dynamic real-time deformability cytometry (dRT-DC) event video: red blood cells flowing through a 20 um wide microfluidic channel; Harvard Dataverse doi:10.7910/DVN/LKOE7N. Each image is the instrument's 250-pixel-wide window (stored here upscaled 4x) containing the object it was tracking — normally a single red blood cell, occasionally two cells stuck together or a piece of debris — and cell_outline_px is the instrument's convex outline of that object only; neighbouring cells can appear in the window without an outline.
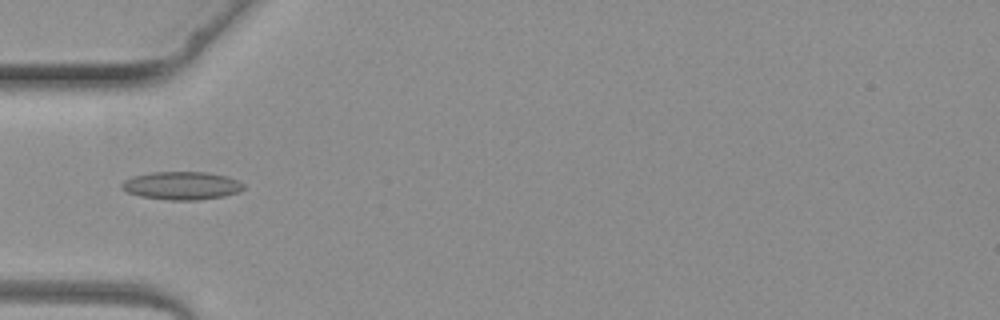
{"species": "common noctule bat (a hibernating species)", "species_latin": "Nyctalus noctula", "temperature_condition": "warm", "stored_images_in_passage": 2, "camera_frame_rate_fps": 3000, "um_per_image_px": 0.085, "animal": {"sex": "female", "body_mass_g": 19.3, "forearm_length_mm": 54.1}, "frame": {"image": 1, "passage_image": 2, "time_ms": 1.0, "image_size_px": [1000, 320], "cell_outline_px": [[244, 188], [240, 192], [224, 196], [200, 200], [168, 200], [140, 196], [128, 192], [120, 188], [120, 184], [124, 180], [132, 176], [152, 172], [208, 172], [224, 176], [236, 180], [244, 184]], "centroid_in_image_um": [15.42, 15.78], "position_along_channel_um": 69.6, "area_um2": 20.0}}